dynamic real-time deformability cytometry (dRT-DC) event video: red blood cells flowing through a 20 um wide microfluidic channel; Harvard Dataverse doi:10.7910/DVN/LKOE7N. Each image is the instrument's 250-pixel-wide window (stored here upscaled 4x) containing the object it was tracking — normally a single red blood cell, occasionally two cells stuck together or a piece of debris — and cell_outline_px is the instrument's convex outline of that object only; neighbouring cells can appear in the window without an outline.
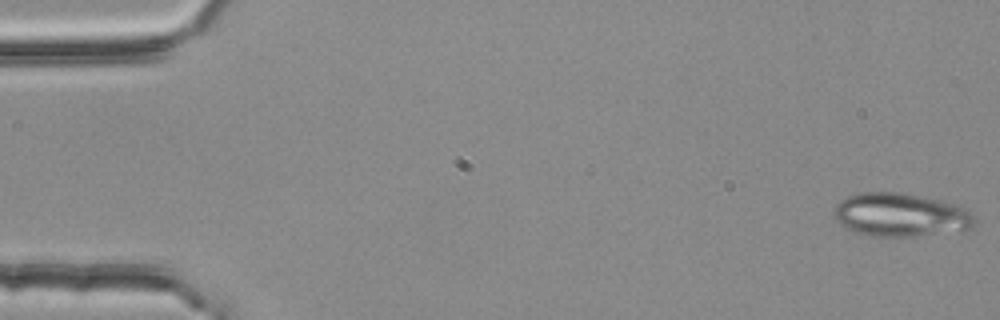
{"species": "common noctule bat (a hibernating species)", "species_latin": "Nyctalus noctula", "temperature_condition": "room temperature", "stored_images_in_passage": 4, "camera_frame_rate_fps": 3000, "um_per_image_px": 0.085, "animal": {"sex": "female", "body_mass_g": 25.1}, "frame": {"image": 1, "passage_image": 1, "time_ms": 0.0, "image_size_px": [1000, 320], "cell_outline_px": [[976, 224], [972, 228], [912, 236], [868, 236], [856, 232], [840, 224], [836, 220], [832, 212], [832, 208], [840, 200], [856, 192], [904, 192], [960, 204], [972, 216]], "centroid_in_image_um": [76.49, 18.23], "position_along_channel_um": 8.5, "area_um2": 35.72}}